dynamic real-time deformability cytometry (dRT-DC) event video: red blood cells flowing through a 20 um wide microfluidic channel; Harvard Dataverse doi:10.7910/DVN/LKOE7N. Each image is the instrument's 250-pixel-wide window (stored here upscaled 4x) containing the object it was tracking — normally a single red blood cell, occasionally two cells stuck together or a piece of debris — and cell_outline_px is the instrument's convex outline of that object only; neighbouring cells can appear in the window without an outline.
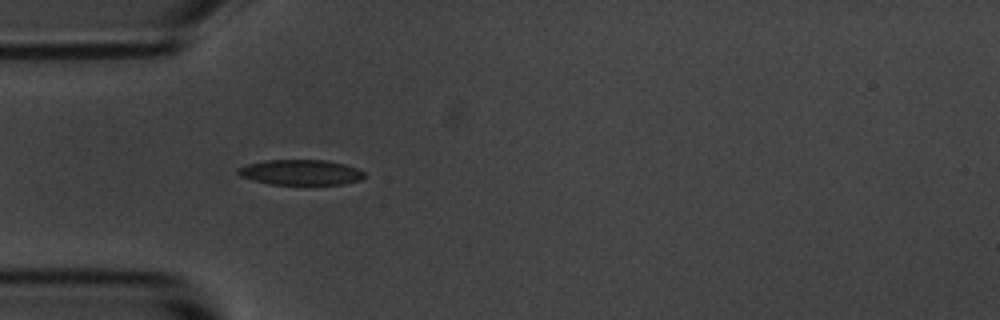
{"species": "common noctule bat (a hibernating species)", "species_latin": "Nyctalus noctula", "temperature_condition": "room temperature", "stored_images_in_passage": 2, "camera_frame_rate_fps": 3000, "um_per_image_px": 0.085, "animal": {"sex": "male", "body_mass_g": 20.1, "forearm_length_mm": 53.5}, "frame": {"image": 1, "passage_image": 2, "time_ms": 1.333, "image_size_px": [1000, 320], "cell_outline_px": [[368, 176], [360, 180], [344, 184], [268, 184], [252, 180], [240, 176], [236, 172], [236, 168], [248, 164], [268, 160], [324, 160], [344, 164], [356, 168], [364, 172]], "centroid_in_image_um": [25.55, 14.65], "position_along_channel_um": 59.4, "area_um2": 18.67}}